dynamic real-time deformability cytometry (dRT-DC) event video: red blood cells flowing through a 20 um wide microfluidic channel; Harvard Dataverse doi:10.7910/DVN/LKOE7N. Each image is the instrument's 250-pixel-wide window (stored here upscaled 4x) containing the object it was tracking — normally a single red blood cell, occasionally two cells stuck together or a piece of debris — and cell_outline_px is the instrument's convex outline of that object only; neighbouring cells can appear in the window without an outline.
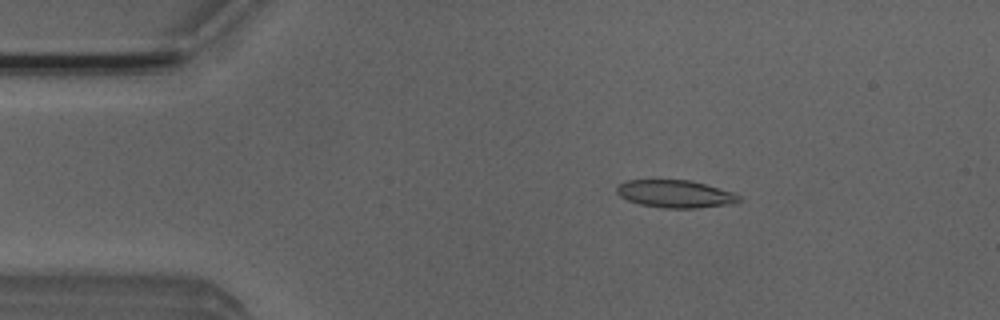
{"species": "Egyptian fruit bat (a non-hibernating species)", "species_latin": "Rousettus aegyptiacus", "temperature_condition": "room temperature", "stored_images_in_passage": 52, "camera_frame_rate_fps": 3000, "um_per_image_px": 0.085, "animal": {"sex": "male"}, "frame": {"image": 1, "passage_image": 9, "time_ms": 2.667, "image_size_px": [1000, 320], "cell_outline_px": [[740, 200], [724, 204], [696, 208], [664, 208], [640, 204], [628, 200], [620, 196], [616, 192], [616, 188], [620, 184], [628, 180], [692, 180], [732, 192], [740, 196]], "centroid_in_image_um": [57.35, 16.47], "position_along_channel_um": 27.7, "area_um2": 19.31}}
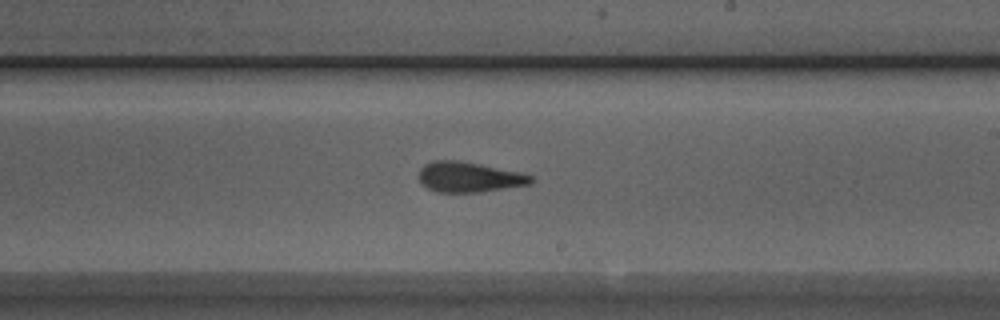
{"frame": {"image": 2, "passage_image": 30, "time_ms": 9.667, "image_size_px": [1000, 320], "cell_outline_px": [[532, 184], [480, 192], [436, 192], [420, 184], [420, 168], [424, 164], [432, 160], [460, 160], [520, 172], [532, 176]], "centroid_in_image_um": [39.85, 15.04], "position_along_channel_um": 249.2, "area_um2": 19.83}}
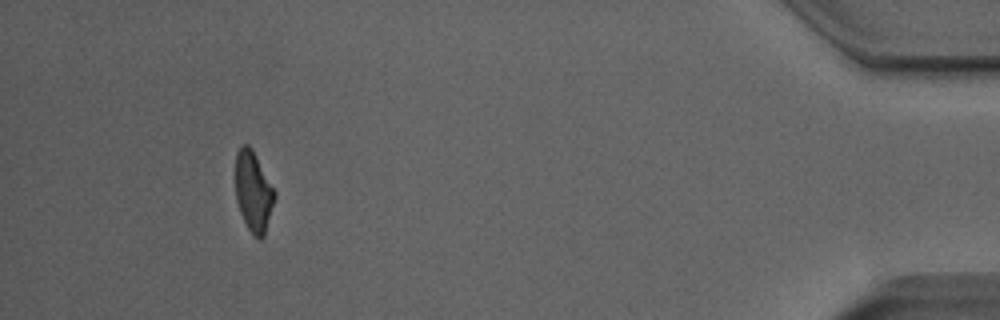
{"frame": {"image": 3, "passage_image": 48, "time_ms": 15.667, "image_size_px": [1000, 320], "cell_outline_px": [[276, 196], [264, 236], [260, 240], [252, 236], [240, 212], [236, 200], [236, 152], [240, 144], [248, 144], [252, 148], [276, 192]], "centroid_in_image_um": [21.54, 16.28], "position_along_channel_um": 413.7, "area_um2": 18.44}, "authors_computed_cell_mechanics": {"area_um2": 19.5075, "velocity_mm_per_s": 3.9249, "shape_relaxation_time_tau1_ms": 4.1218, "shape_relaxation_time_tau2_ms": 1.9385, "deformation_change_tau1": 0.1576, "deformation_change_tau2": 0.1237}}